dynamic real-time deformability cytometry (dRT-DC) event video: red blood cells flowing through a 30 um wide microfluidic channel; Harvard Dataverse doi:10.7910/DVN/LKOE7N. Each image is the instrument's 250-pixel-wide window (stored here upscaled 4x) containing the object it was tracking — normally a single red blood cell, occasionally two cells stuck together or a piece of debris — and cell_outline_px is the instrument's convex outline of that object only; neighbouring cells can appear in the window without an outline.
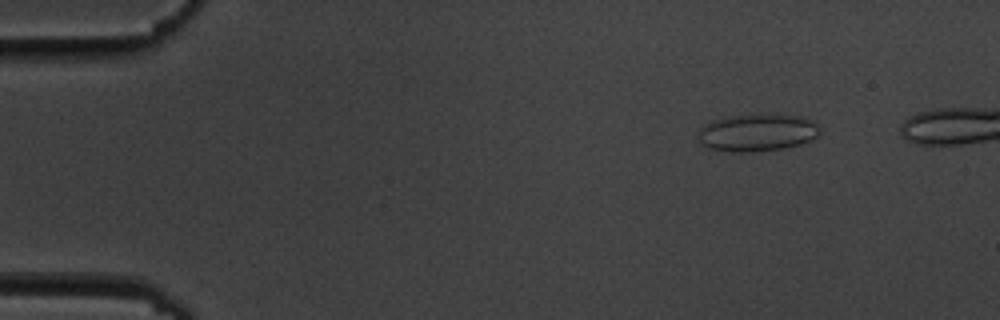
{"species": "common noctule bat (a hibernating species)", "species_latin": "Nyctalus noctula", "temperature_condition": "cold", "stored_images_in_passage": 45, "camera_frame_rate_fps": 3000, "um_per_image_px": 0.085, "animal": {"sex": "male", "body_mass_g": 19.5, "forearm_length_mm": 54.6}, "frame": {"image": 1, "passage_image": 1, "time_ms": 0.0, "image_size_px": [1000, 320], "cell_outline_px": [[820, 132], [816, 136], [800, 144], [784, 148], [756, 152], [732, 152], [712, 148], [704, 144], [700, 140], [700, 128], [716, 120], [736, 116], [804, 116], [816, 124], [820, 128]], "centroid_in_image_um": [64.42, 11.31], "position_along_channel_um": 20.6, "area_um2": 25.43}}
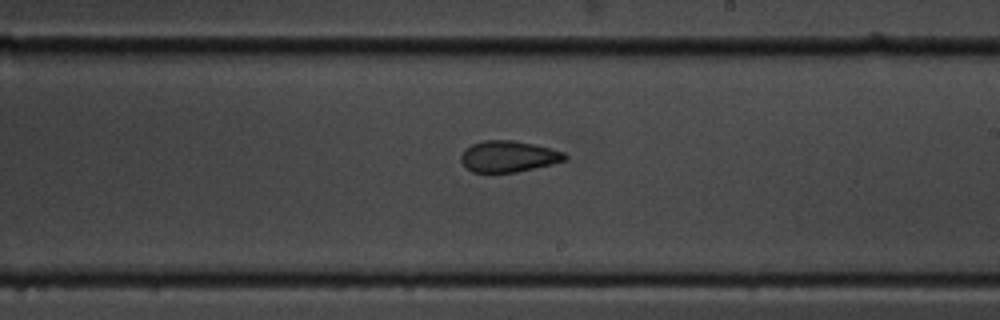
{"frame": {"image": 2, "passage_image": 27, "time_ms": 8.667, "image_size_px": [1000, 320], "cell_outline_px": [[568, 156], [564, 160], [552, 164], [516, 172], [472, 172], [460, 160], [460, 156], [472, 144], [484, 140], [512, 140], [532, 144], [564, 152]], "centroid_in_image_um": [43.22, 13.3], "position_along_channel_um": 245.8, "area_um2": 18.55}}
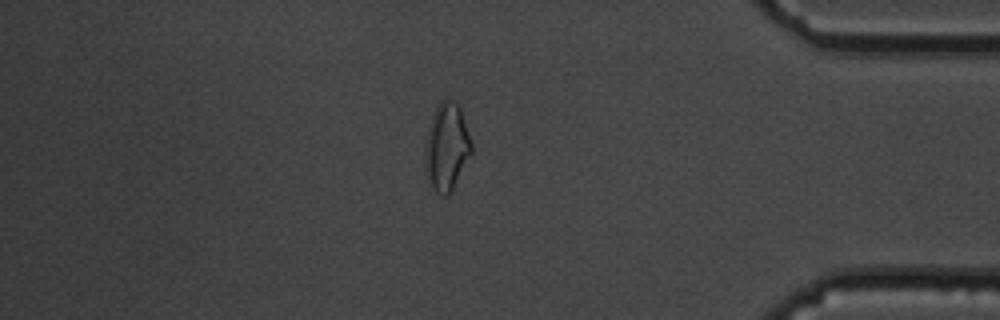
{"frame": {"image": 3, "passage_image": 42, "time_ms": 13.667, "image_size_px": [1000, 320], "cell_outline_px": [[472, 152], [448, 196], [444, 196], [436, 192], [432, 188], [428, 176], [424, 156], [428, 128], [432, 116], [440, 100], [456, 100], [460, 104], [472, 144]], "centroid_in_image_um": [37.98, 12.44], "position_along_channel_um": 397.2, "area_um2": 23.47}}